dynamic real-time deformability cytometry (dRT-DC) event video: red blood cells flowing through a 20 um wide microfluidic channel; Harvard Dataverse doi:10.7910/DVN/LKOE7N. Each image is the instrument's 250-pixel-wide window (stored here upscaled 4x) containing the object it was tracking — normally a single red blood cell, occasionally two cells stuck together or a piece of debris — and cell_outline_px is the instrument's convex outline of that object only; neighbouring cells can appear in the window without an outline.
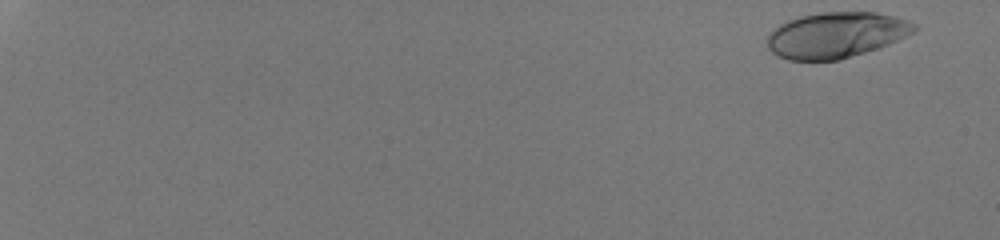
{"species": "human", "species_latin": "Homo sapiens", "temperature_condition": "room temperature", "stored_images_in_passage": 52, "camera_frame_rate_fps": 3000, "um_per_image_px": 0.085, "donor": {"sex": "male"}, "frame": {"image": 1, "passage_image": 1, "time_ms": 0.0, "image_size_px": [1000, 240], "cell_outline_px": [[916, 28], [912, 32], [880, 48], [840, 60], [788, 60], [772, 52], [768, 48], [768, 36], [780, 24], [788, 20], [800, 16], [820, 12], [876, 12], [896, 16], [908, 20], [916, 24]], "centroid_in_image_um": [71.08, 2.97], "position_along_channel_um": 13.9, "area_um2": 39.02}}
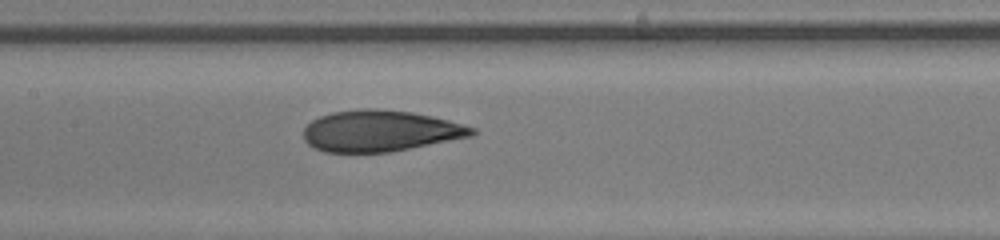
{"frame": {"image": 2, "passage_image": 30, "time_ms": 9.667, "image_size_px": [1000, 240], "cell_outline_px": [[480, 132], [472, 136], [388, 152], [324, 152], [308, 144], [304, 140], [304, 128], [312, 120], [320, 116], [332, 112], [364, 108], [376, 108], [412, 112], [432, 116], [464, 124], [476, 128]], "centroid_in_image_um": [32.34, 11.12], "position_along_channel_um": 175.1, "area_um2": 40.46}}
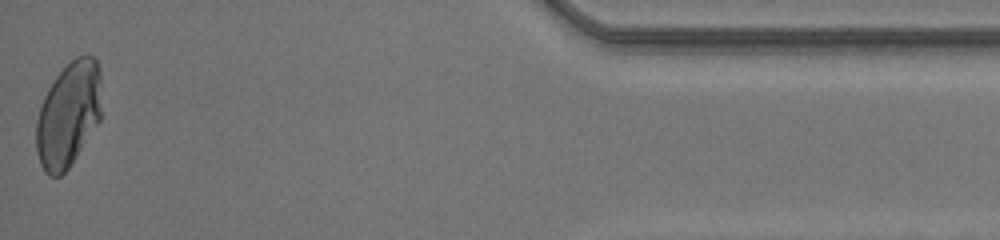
{"frame": {"image": 3, "passage_image": 52, "time_ms": 17.0, "image_size_px": [1000, 240], "cell_outline_px": [[100, 120], [68, 168], [60, 176], [48, 176], [44, 172], [40, 164], [36, 148], [36, 120], [40, 104], [48, 88], [56, 76], [76, 56], [92, 56], [96, 60], [100, 72]], "centroid_in_image_um": [5.79, 9.75], "position_along_channel_um": 429.4, "area_um2": 39.77}, "authors_computed_cell_mechanics": {"area_um2": 39.882, "velocity_mm_per_s": 4.2299, "shape_relaxation_time_tau1_ms": 3.8015, "shape_relaxation_time_tau2_ms": 0.6247, "deformation_change_tau1": 0.1905, "deformation_change_tau2": 0.0545}}